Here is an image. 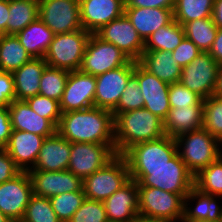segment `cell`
<instances>
[{
  "label": "cell",
  "instance_id": "17",
  "mask_svg": "<svg viewBox=\"0 0 222 222\" xmlns=\"http://www.w3.org/2000/svg\"><path fill=\"white\" fill-rule=\"evenodd\" d=\"M133 74L137 77L141 88L144 108L164 121L170 111L169 84L149 73L138 62L135 64Z\"/></svg>",
  "mask_w": 222,
  "mask_h": 222
},
{
  "label": "cell",
  "instance_id": "27",
  "mask_svg": "<svg viewBox=\"0 0 222 222\" xmlns=\"http://www.w3.org/2000/svg\"><path fill=\"white\" fill-rule=\"evenodd\" d=\"M204 106L170 108L164 120L165 134L177 136L203 128Z\"/></svg>",
  "mask_w": 222,
  "mask_h": 222
},
{
  "label": "cell",
  "instance_id": "2",
  "mask_svg": "<svg viewBox=\"0 0 222 222\" xmlns=\"http://www.w3.org/2000/svg\"><path fill=\"white\" fill-rule=\"evenodd\" d=\"M114 142L117 155L132 145L165 136L164 121L146 108L119 113L114 118Z\"/></svg>",
  "mask_w": 222,
  "mask_h": 222
},
{
  "label": "cell",
  "instance_id": "1",
  "mask_svg": "<svg viewBox=\"0 0 222 222\" xmlns=\"http://www.w3.org/2000/svg\"><path fill=\"white\" fill-rule=\"evenodd\" d=\"M114 127L110 110L92 107L62 113L57 132L71 143L115 145Z\"/></svg>",
  "mask_w": 222,
  "mask_h": 222
},
{
  "label": "cell",
  "instance_id": "28",
  "mask_svg": "<svg viewBox=\"0 0 222 222\" xmlns=\"http://www.w3.org/2000/svg\"><path fill=\"white\" fill-rule=\"evenodd\" d=\"M47 66L44 58H32L13 74L15 100H26L39 94L40 78Z\"/></svg>",
  "mask_w": 222,
  "mask_h": 222
},
{
  "label": "cell",
  "instance_id": "9",
  "mask_svg": "<svg viewBox=\"0 0 222 222\" xmlns=\"http://www.w3.org/2000/svg\"><path fill=\"white\" fill-rule=\"evenodd\" d=\"M176 154L175 138L165 135L157 140L134 144L122 156L128 168H160Z\"/></svg>",
  "mask_w": 222,
  "mask_h": 222
},
{
  "label": "cell",
  "instance_id": "37",
  "mask_svg": "<svg viewBox=\"0 0 222 222\" xmlns=\"http://www.w3.org/2000/svg\"><path fill=\"white\" fill-rule=\"evenodd\" d=\"M54 212L61 222H69L85 200L83 188L80 191L65 192L49 198Z\"/></svg>",
  "mask_w": 222,
  "mask_h": 222
},
{
  "label": "cell",
  "instance_id": "22",
  "mask_svg": "<svg viewBox=\"0 0 222 222\" xmlns=\"http://www.w3.org/2000/svg\"><path fill=\"white\" fill-rule=\"evenodd\" d=\"M71 142L58 132L44 139L35 165L30 170L64 171L68 170Z\"/></svg>",
  "mask_w": 222,
  "mask_h": 222
},
{
  "label": "cell",
  "instance_id": "4",
  "mask_svg": "<svg viewBox=\"0 0 222 222\" xmlns=\"http://www.w3.org/2000/svg\"><path fill=\"white\" fill-rule=\"evenodd\" d=\"M175 141L180 159L193 176L216 161L222 152V143L204 128L181 134Z\"/></svg>",
  "mask_w": 222,
  "mask_h": 222
},
{
  "label": "cell",
  "instance_id": "13",
  "mask_svg": "<svg viewBox=\"0 0 222 222\" xmlns=\"http://www.w3.org/2000/svg\"><path fill=\"white\" fill-rule=\"evenodd\" d=\"M33 195L28 171H22L12 180L0 184V210L11 221H21Z\"/></svg>",
  "mask_w": 222,
  "mask_h": 222
},
{
  "label": "cell",
  "instance_id": "43",
  "mask_svg": "<svg viewBox=\"0 0 222 222\" xmlns=\"http://www.w3.org/2000/svg\"><path fill=\"white\" fill-rule=\"evenodd\" d=\"M103 201L86 199L69 222H107Z\"/></svg>",
  "mask_w": 222,
  "mask_h": 222
},
{
  "label": "cell",
  "instance_id": "51",
  "mask_svg": "<svg viewBox=\"0 0 222 222\" xmlns=\"http://www.w3.org/2000/svg\"><path fill=\"white\" fill-rule=\"evenodd\" d=\"M213 20L218 28H222V0L214 1Z\"/></svg>",
  "mask_w": 222,
  "mask_h": 222
},
{
  "label": "cell",
  "instance_id": "50",
  "mask_svg": "<svg viewBox=\"0 0 222 222\" xmlns=\"http://www.w3.org/2000/svg\"><path fill=\"white\" fill-rule=\"evenodd\" d=\"M9 16V0H0V36L7 35V20Z\"/></svg>",
  "mask_w": 222,
  "mask_h": 222
},
{
  "label": "cell",
  "instance_id": "16",
  "mask_svg": "<svg viewBox=\"0 0 222 222\" xmlns=\"http://www.w3.org/2000/svg\"><path fill=\"white\" fill-rule=\"evenodd\" d=\"M95 91V76L80 70L69 72L65 90L59 101L62 113L94 107Z\"/></svg>",
  "mask_w": 222,
  "mask_h": 222
},
{
  "label": "cell",
  "instance_id": "34",
  "mask_svg": "<svg viewBox=\"0 0 222 222\" xmlns=\"http://www.w3.org/2000/svg\"><path fill=\"white\" fill-rule=\"evenodd\" d=\"M215 0H175L173 17L182 26L193 20L213 16Z\"/></svg>",
  "mask_w": 222,
  "mask_h": 222
},
{
  "label": "cell",
  "instance_id": "18",
  "mask_svg": "<svg viewBox=\"0 0 222 222\" xmlns=\"http://www.w3.org/2000/svg\"><path fill=\"white\" fill-rule=\"evenodd\" d=\"M32 180L33 194L50 198L65 192H75L82 189L83 180L69 170L39 171L29 170Z\"/></svg>",
  "mask_w": 222,
  "mask_h": 222
},
{
  "label": "cell",
  "instance_id": "42",
  "mask_svg": "<svg viewBox=\"0 0 222 222\" xmlns=\"http://www.w3.org/2000/svg\"><path fill=\"white\" fill-rule=\"evenodd\" d=\"M168 99L170 108L204 106V99L180 82L169 85Z\"/></svg>",
  "mask_w": 222,
  "mask_h": 222
},
{
  "label": "cell",
  "instance_id": "44",
  "mask_svg": "<svg viewBox=\"0 0 222 222\" xmlns=\"http://www.w3.org/2000/svg\"><path fill=\"white\" fill-rule=\"evenodd\" d=\"M202 51L186 37L172 51V56L175 61L183 68L190 64Z\"/></svg>",
  "mask_w": 222,
  "mask_h": 222
},
{
  "label": "cell",
  "instance_id": "29",
  "mask_svg": "<svg viewBox=\"0 0 222 222\" xmlns=\"http://www.w3.org/2000/svg\"><path fill=\"white\" fill-rule=\"evenodd\" d=\"M53 31L39 18L16 34L32 58H44L54 38Z\"/></svg>",
  "mask_w": 222,
  "mask_h": 222
},
{
  "label": "cell",
  "instance_id": "21",
  "mask_svg": "<svg viewBox=\"0 0 222 222\" xmlns=\"http://www.w3.org/2000/svg\"><path fill=\"white\" fill-rule=\"evenodd\" d=\"M44 137L20 130H12L6 151L22 171H29L36 162Z\"/></svg>",
  "mask_w": 222,
  "mask_h": 222
},
{
  "label": "cell",
  "instance_id": "30",
  "mask_svg": "<svg viewBox=\"0 0 222 222\" xmlns=\"http://www.w3.org/2000/svg\"><path fill=\"white\" fill-rule=\"evenodd\" d=\"M31 59L16 35L0 36V71L13 73Z\"/></svg>",
  "mask_w": 222,
  "mask_h": 222
},
{
  "label": "cell",
  "instance_id": "31",
  "mask_svg": "<svg viewBox=\"0 0 222 222\" xmlns=\"http://www.w3.org/2000/svg\"><path fill=\"white\" fill-rule=\"evenodd\" d=\"M39 2L32 0H9L7 35H16L38 18Z\"/></svg>",
  "mask_w": 222,
  "mask_h": 222
},
{
  "label": "cell",
  "instance_id": "10",
  "mask_svg": "<svg viewBox=\"0 0 222 222\" xmlns=\"http://www.w3.org/2000/svg\"><path fill=\"white\" fill-rule=\"evenodd\" d=\"M220 64L208 52H201L182 68L179 82L203 99L215 95Z\"/></svg>",
  "mask_w": 222,
  "mask_h": 222
},
{
  "label": "cell",
  "instance_id": "39",
  "mask_svg": "<svg viewBox=\"0 0 222 222\" xmlns=\"http://www.w3.org/2000/svg\"><path fill=\"white\" fill-rule=\"evenodd\" d=\"M144 108V98L137 77L132 74L127 81L117 106L111 111L114 118L122 112Z\"/></svg>",
  "mask_w": 222,
  "mask_h": 222
},
{
  "label": "cell",
  "instance_id": "5",
  "mask_svg": "<svg viewBox=\"0 0 222 222\" xmlns=\"http://www.w3.org/2000/svg\"><path fill=\"white\" fill-rule=\"evenodd\" d=\"M90 35L84 29L55 34L44 56L47 65L69 72L79 70Z\"/></svg>",
  "mask_w": 222,
  "mask_h": 222
},
{
  "label": "cell",
  "instance_id": "38",
  "mask_svg": "<svg viewBox=\"0 0 222 222\" xmlns=\"http://www.w3.org/2000/svg\"><path fill=\"white\" fill-rule=\"evenodd\" d=\"M22 222H61L49 198L32 195L25 209Z\"/></svg>",
  "mask_w": 222,
  "mask_h": 222
},
{
  "label": "cell",
  "instance_id": "47",
  "mask_svg": "<svg viewBox=\"0 0 222 222\" xmlns=\"http://www.w3.org/2000/svg\"><path fill=\"white\" fill-rule=\"evenodd\" d=\"M8 107L0 108V148H5L12 133Z\"/></svg>",
  "mask_w": 222,
  "mask_h": 222
},
{
  "label": "cell",
  "instance_id": "24",
  "mask_svg": "<svg viewBox=\"0 0 222 222\" xmlns=\"http://www.w3.org/2000/svg\"><path fill=\"white\" fill-rule=\"evenodd\" d=\"M124 14L144 42L153 32L168 25L174 19L173 9L125 7Z\"/></svg>",
  "mask_w": 222,
  "mask_h": 222
},
{
  "label": "cell",
  "instance_id": "48",
  "mask_svg": "<svg viewBox=\"0 0 222 222\" xmlns=\"http://www.w3.org/2000/svg\"><path fill=\"white\" fill-rule=\"evenodd\" d=\"M175 0H125V7L174 9Z\"/></svg>",
  "mask_w": 222,
  "mask_h": 222
},
{
  "label": "cell",
  "instance_id": "26",
  "mask_svg": "<svg viewBox=\"0 0 222 222\" xmlns=\"http://www.w3.org/2000/svg\"><path fill=\"white\" fill-rule=\"evenodd\" d=\"M138 63L169 85L180 80L182 67L174 60L171 51H144Z\"/></svg>",
  "mask_w": 222,
  "mask_h": 222
},
{
  "label": "cell",
  "instance_id": "8",
  "mask_svg": "<svg viewBox=\"0 0 222 222\" xmlns=\"http://www.w3.org/2000/svg\"><path fill=\"white\" fill-rule=\"evenodd\" d=\"M131 59L118 47L91 34L83 55L80 71L93 76L128 64Z\"/></svg>",
  "mask_w": 222,
  "mask_h": 222
},
{
  "label": "cell",
  "instance_id": "52",
  "mask_svg": "<svg viewBox=\"0 0 222 222\" xmlns=\"http://www.w3.org/2000/svg\"><path fill=\"white\" fill-rule=\"evenodd\" d=\"M179 222L180 220H168L160 218H150L142 215H138L132 222Z\"/></svg>",
  "mask_w": 222,
  "mask_h": 222
},
{
  "label": "cell",
  "instance_id": "14",
  "mask_svg": "<svg viewBox=\"0 0 222 222\" xmlns=\"http://www.w3.org/2000/svg\"><path fill=\"white\" fill-rule=\"evenodd\" d=\"M95 34L114 44L132 61L138 62L144 52V41L125 14L104 25Z\"/></svg>",
  "mask_w": 222,
  "mask_h": 222
},
{
  "label": "cell",
  "instance_id": "15",
  "mask_svg": "<svg viewBox=\"0 0 222 222\" xmlns=\"http://www.w3.org/2000/svg\"><path fill=\"white\" fill-rule=\"evenodd\" d=\"M136 61L96 76L94 107L112 111L124 92L129 77L134 73Z\"/></svg>",
  "mask_w": 222,
  "mask_h": 222
},
{
  "label": "cell",
  "instance_id": "6",
  "mask_svg": "<svg viewBox=\"0 0 222 222\" xmlns=\"http://www.w3.org/2000/svg\"><path fill=\"white\" fill-rule=\"evenodd\" d=\"M130 180L126 159L117 155L105 167L83 179L86 199L104 201Z\"/></svg>",
  "mask_w": 222,
  "mask_h": 222
},
{
  "label": "cell",
  "instance_id": "23",
  "mask_svg": "<svg viewBox=\"0 0 222 222\" xmlns=\"http://www.w3.org/2000/svg\"><path fill=\"white\" fill-rule=\"evenodd\" d=\"M8 111L13 130L37 134L44 138L57 132V128L48 119L33 111L25 100H14L8 106Z\"/></svg>",
  "mask_w": 222,
  "mask_h": 222
},
{
  "label": "cell",
  "instance_id": "40",
  "mask_svg": "<svg viewBox=\"0 0 222 222\" xmlns=\"http://www.w3.org/2000/svg\"><path fill=\"white\" fill-rule=\"evenodd\" d=\"M25 101L39 116L48 119L56 128L58 127L62 116L59 101L40 94L29 97Z\"/></svg>",
  "mask_w": 222,
  "mask_h": 222
},
{
  "label": "cell",
  "instance_id": "12",
  "mask_svg": "<svg viewBox=\"0 0 222 222\" xmlns=\"http://www.w3.org/2000/svg\"><path fill=\"white\" fill-rule=\"evenodd\" d=\"M38 18L54 34L70 33L83 29L80 4L75 0H41Z\"/></svg>",
  "mask_w": 222,
  "mask_h": 222
},
{
  "label": "cell",
  "instance_id": "20",
  "mask_svg": "<svg viewBox=\"0 0 222 222\" xmlns=\"http://www.w3.org/2000/svg\"><path fill=\"white\" fill-rule=\"evenodd\" d=\"M103 204L108 221L132 222L139 215L138 183L130 179Z\"/></svg>",
  "mask_w": 222,
  "mask_h": 222
},
{
  "label": "cell",
  "instance_id": "45",
  "mask_svg": "<svg viewBox=\"0 0 222 222\" xmlns=\"http://www.w3.org/2000/svg\"><path fill=\"white\" fill-rule=\"evenodd\" d=\"M14 100L15 85L13 74L0 71V108L8 107Z\"/></svg>",
  "mask_w": 222,
  "mask_h": 222
},
{
  "label": "cell",
  "instance_id": "56",
  "mask_svg": "<svg viewBox=\"0 0 222 222\" xmlns=\"http://www.w3.org/2000/svg\"><path fill=\"white\" fill-rule=\"evenodd\" d=\"M78 4H81L85 0H75Z\"/></svg>",
  "mask_w": 222,
  "mask_h": 222
},
{
  "label": "cell",
  "instance_id": "11",
  "mask_svg": "<svg viewBox=\"0 0 222 222\" xmlns=\"http://www.w3.org/2000/svg\"><path fill=\"white\" fill-rule=\"evenodd\" d=\"M116 156L115 145L71 143L68 170L83 180L105 167Z\"/></svg>",
  "mask_w": 222,
  "mask_h": 222
},
{
  "label": "cell",
  "instance_id": "32",
  "mask_svg": "<svg viewBox=\"0 0 222 222\" xmlns=\"http://www.w3.org/2000/svg\"><path fill=\"white\" fill-rule=\"evenodd\" d=\"M185 38L183 26L174 19L153 32L144 42V51H173Z\"/></svg>",
  "mask_w": 222,
  "mask_h": 222
},
{
  "label": "cell",
  "instance_id": "53",
  "mask_svg": "<svg viewBox=\"0 0 222 222\" xmlns=\"http://www.w3.org/2000/svg\"><path fill=\"white\" fill-rule=\"evenodd\" d=\"M214 96H222V65H220L218 70V82Z\"/></svg>",
  "mask_w": 222,
  "mask_h": 222
},
{
  "label": "cell",
  "instance_id": "25",
  "mask_svg": "<svg viewBox=\"0 0 222 222\" xmlns=\"http://www.w3.org/2000/svg\"><path fill=\"white\" fill-rule=\"evenodd\" d=\"M220 196H213L201 193L193 188L184 198V215L182 222H218L222 220V207L217 199ZM190 200V201H189ZM196 201L194 208L190 203ZM189 202V203H188ZM189 205V207H188Z\"/></svg>",
  "mask_w": 222,
  "mask_h": 222
},
{
  "label": "cell",
  "instance_id": "36",
  "mask_svg": "<svg viewBox=\"0 0 222 222\" xmlns=\"http://www.w3.org/2000/svg\"><path fill=\"white\" fill-rule=\"evenodd\" d=\"M68 76L69 71L47 65L40 78L39 94L60 101Z\"/></svg>",
  "mask_w": 222,
  "mask_h": 222
},
{
  "label": "cell",
  "instance_id": "35",
  "mask_svg": "<svg viewBox=\"0 0 222 222\" xmlns=\"http://www.w3.org/2000/svg\"><path fill=\"white\" fill-rule=\"evenodd\" d=\"M194 188L201 193L220 196L222 199V159L220 157L194 176Z\"/></svg>",
  "mask_w": 222,
  "mask_h": 222
},
{
  "label": "cell",
  "instance_id": "55",
  "mask_svg": "<svg viewBox=\"0 0 222 222\" xmlns=\"http://www.w3.org/2000/svg\"><path fill=\"white\" fill-rule=\"evenodd\" d=\"M222 105V96H213Z\"/></svg>",
  "mask_w": 222,
  "mask_h": 222
},
{
  "label": "cell",
  "instance_id": "33",
  "mask_svg": "<svg viewBox=\"0 0 222 222\" xmlns=\"http://www.w3.org/2000/svg\"><path fill=\"white\" fill-rule=\"evenodd\" d=\"M185 37L191 40L202 52H208L216 38L218 27L213 17L201 18L183 25Z\"/></svg>",
  "mask_w": 222,
  "mask_h": 222
},
{
  "label": "cell",
  "instance_id": "41",
  "mask_svg": "<svg viewBox=\"0 0 222 222\" xmlns=\"http://www.w3.org/2000/svg\"><path fill=\"white\" fill-rule=\"evenodd\" d=\"M203 128L222 143V105L213 96L204 99Z\"/></svg>",
  "mask_w": 222,
  "mask_h": 222
},
{
  "label": "cell",
  "instance_id": "46",
  "mask_svg": "<svg viewBox=\"0 0 222 222\" xmlns=\"http://www.w3.org/2000/svg\"><path fill=\"white\" fill-rule=\"evenodd\" d=\"M21 172L6 149L0 148V184L12 180Z\"/></svg>",
  "mask_w": 222,
  "mask_h": 222
},
{
  "label": "cell",
  "instance_id": "54",
  "mask_svg": "<svg viewBox=\"0 0 222 222\" xmlns=\"http://www.w3.org/2000/svg\"><path fill=\"white\" fill-rule=\"evenodd\" d=\"M0 222H11L0 210Z\"/></svg>",
  "mask_w": 222,
  "mask_h": 222
},
{
  "label": "cell",
  "instance_id": "3",
  "mask_svg": "<svg viewBox=\"0 0 222 222\" xmlns=\"http://www.w3.org/2000/svg\"><path fill=\"white\" fill-rule=\"evenodd\" d=\"M130 179L144 187H155L184 198L194 188V176L177 153L160 168H129Z\"/></svg>",
  "mask_w": 222,
  "mask_h": 222
},
{
  "label": "cell",
  "instance_id": "7",
  "mask_svg": "<svg viewBox=\"0 0 222 222\" xmlns=\"http://www.w3.org/2000/svg\"><path fill=\"white\" fill-rule=\"evenodd\" d=\"M139 215L168 220H180L184 215V197L138 183Z\"/></svg>",
  "mask_w": 222,
  "mask_h": 222
},
{
  "label": "cell",
  "instance_id": "49",
  "mask_svg": "<svg viewBox=\"0 0 222 222\" xmlns=\"http://www.w3.org/2000/svg\"><path fill=\"white\" fill-rule=\"evenodd\" d=\"M208 53L214 58L216 62L222 65V28H218L216 38Z\"/></svg>",
  "mask_w": 222,
  "mask_h": 222
},
{
  "label": "cell",
  "instance_id": "19",
  "mask_svg": "<svg viewBox=\"0 0 222 222\" xmlns=\"http://www.w3.org/2000/svg\"><path fill=\"white\" fill-rule=\"evenodd\" d=\"M124 12L125 0H85L80 4L82 28L95 34Z\"/></svg>",
  "mask_w": 222,
  "mask_h": 222
}]
</instances>
